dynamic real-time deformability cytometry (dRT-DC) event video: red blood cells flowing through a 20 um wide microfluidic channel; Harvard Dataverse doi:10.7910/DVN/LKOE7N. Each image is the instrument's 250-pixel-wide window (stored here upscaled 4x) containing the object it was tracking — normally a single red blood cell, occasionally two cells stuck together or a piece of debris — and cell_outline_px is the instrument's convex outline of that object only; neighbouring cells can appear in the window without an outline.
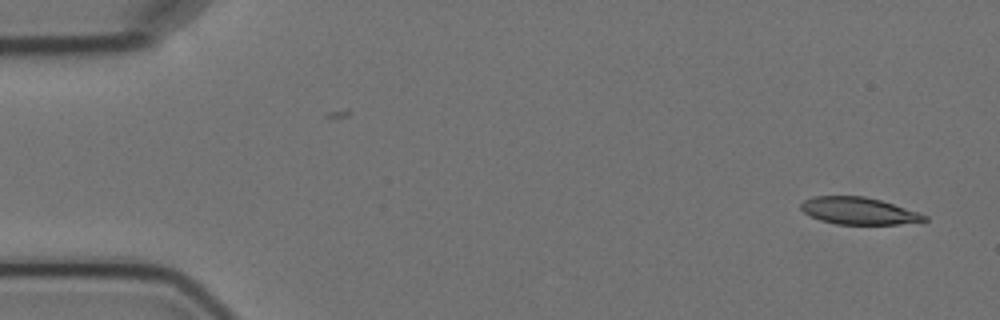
{"species": "Egyptian fruit bat (a non-hibernating species)", "species_latin": "Rousettus aegyptiacus", "temperature_condition": "cold", "stored_images_in_passage": 3, "camera_frame_rate_fps": 3000, "um_per_image_px": 0.085, "animal": {"sex": "female"}, "frame": {"image": 1, "passage_image": 3, "time_ms": 2.333, "image_size_px": [1000, 320], "cell_outline_px": [[928, 220], [900, 224], [836, 224], [820, 220], [804, 212], [800, 208], [800, 204], [804, 200], [812, 196], [864, 196], [880, 200], [928, 216]], "centroid_in_image_um": [72.94, 17.92], "position_along_channel_um": 12.1, "area_um2": 19.25}}